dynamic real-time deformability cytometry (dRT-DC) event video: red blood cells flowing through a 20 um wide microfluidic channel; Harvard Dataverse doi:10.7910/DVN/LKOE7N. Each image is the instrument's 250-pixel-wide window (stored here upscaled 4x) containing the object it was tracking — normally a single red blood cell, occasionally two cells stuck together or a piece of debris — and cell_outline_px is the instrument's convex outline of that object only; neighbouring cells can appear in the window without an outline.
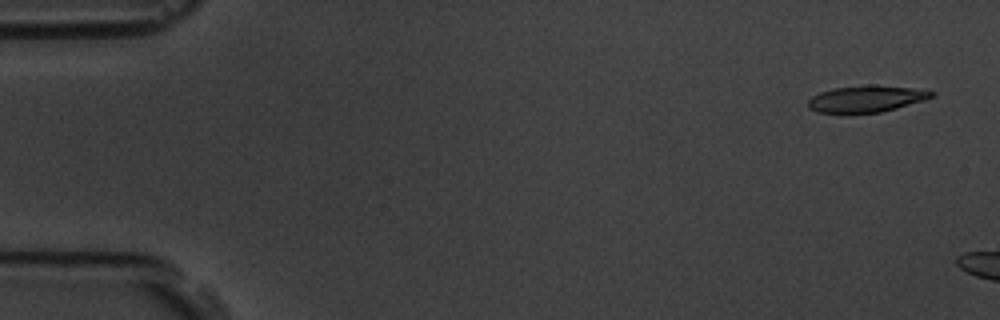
{"species": "common noctule bat (a hibernating species)", "species_latin": "Nyctalus noctula", "temperature_condition": "room temperature", "stored_images_in_passage": 3, "camera_frame_rate_fps": 3000, "um_per_image_px": 0.085, "animal": {"sex": "male", "body_mass_g": 19.5, "forearm_length_mm": 54.6}, "frame": {"image": 1, "passage_image": 1, "time_ms": 0.0, "image_size_px": [1000, 320], "cell_outline_px": [[936, 96], [924, 100], [896, 108], [880, 112], [848, 116], [840, 116], [816, 112], [808, 108], [808, 100], [812, 96], [820, 92], [832, 88], [868, 84], [872, 84], [912, 88], [936, 92]], "centroid_in_image_um": [73.55, 8.44], "position_along_channel_um": 11.4, "area_um2": 20.11}}